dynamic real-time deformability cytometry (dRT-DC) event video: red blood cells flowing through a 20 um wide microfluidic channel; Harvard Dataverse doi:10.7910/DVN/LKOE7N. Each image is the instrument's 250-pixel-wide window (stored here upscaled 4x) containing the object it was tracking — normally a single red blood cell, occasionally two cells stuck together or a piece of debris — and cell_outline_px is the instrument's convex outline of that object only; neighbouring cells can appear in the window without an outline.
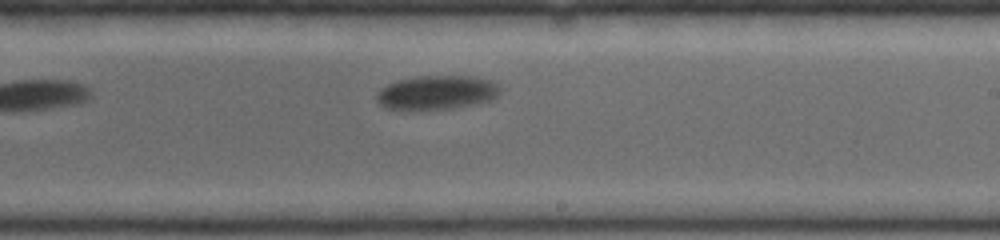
{"species": "common noctule bat (a hibernating species)", "species_latin": "Nyctalus noctula", "temperature_condition": "warm", "stored_images_in_passage": 14, "camera_frame_rate_fps": 5000, "um_per_image_px": 0.085, "animal": {"sex": "female", "body_mass_g": 19.0, "forearm_length_mm": 53.3}, "frame": {"image": 1, "passage_image": 14, "time_ms": 3.2, "image_size_px": [1000, 240], "cell_outline_px": [[500, 92], [492, 100], [476, 104], [452, 108], [384, 108], [376, 100], [376, 92], [380, 88], [396, 80], [420, 76], [472, 76], [488, 80], [496, 84]], "centroid_in_image_um": [37.1, 7.84], "position_along_channel_um": 251.9, "area_um2": 24.1}}